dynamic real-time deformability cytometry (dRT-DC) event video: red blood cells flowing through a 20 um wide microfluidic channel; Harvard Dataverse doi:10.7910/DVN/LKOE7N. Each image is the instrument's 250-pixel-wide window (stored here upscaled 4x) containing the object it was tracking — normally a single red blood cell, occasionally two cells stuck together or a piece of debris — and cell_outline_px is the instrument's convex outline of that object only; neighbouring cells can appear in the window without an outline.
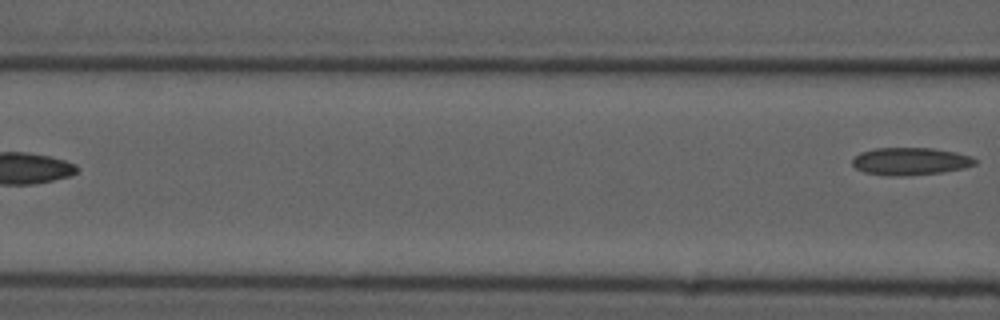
{"species": "common noctule bat (a hibernating species)", "species_latin": "Nyctalus noctula", "temperature_condition": "cold", "stored_images_in_passage": 5, "camera_frame_rate_fps": 3000, "um_per_image_px": 0.085, "animal": {"sex": "male", "forearm_length_mm": 52.5}, "frame": {"image": 1, "passage_image": 5, "time_ms": 5.667, "image_size_px": [1000, 320], "cell_outline_px": [[976, 164], [964, 168], [940, 172], [900, 176], [888, 176], [864, 172], [856, 168], [852, 164], [852, 160], [860, 152], [876, 148], [932, 148], [956, 152], [972, 156], [976, 160]], "centroid_in_image_um": [77.38, 13.7], "position_along_channel_um": 89.2, "area_um2": 19.59}}